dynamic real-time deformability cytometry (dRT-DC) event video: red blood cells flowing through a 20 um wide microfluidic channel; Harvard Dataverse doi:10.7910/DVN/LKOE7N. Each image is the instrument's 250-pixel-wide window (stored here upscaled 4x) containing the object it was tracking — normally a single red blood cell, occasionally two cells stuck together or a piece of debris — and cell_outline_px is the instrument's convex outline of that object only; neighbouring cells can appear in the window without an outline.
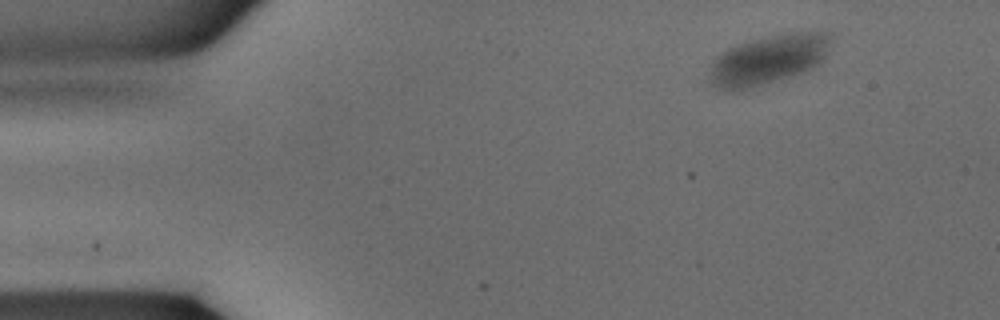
{"species": "common noctule bat (a hibernating species)", "species_latin": "Nyctalus noctula", "temperature_condition": "warm", "stored_images_in_passage": 33, "camera_frame_rate_fps": 3000, "um_per_image_px": 0.085, "animal": {"sex": "male", "body_mass_g": 15.6}, "frame": {"image": 1, "passage_image": 1, "time_ms": 0.0, "image_size_px": [1000, 320], "cell_outline_px": [[828, 40], [824, 56], [820, 64], [804, 72], [752, 88], [728, 92], [724, 92], [716, 88], [712, 84], [712, 60], [716, 56], [728, 48], [764, 36], [792, 32], [828, 32]], "centroid_in_image_um": [65.26, 5.09], "position_along_channel_um": 19.7, "area_um2": 34.68}}
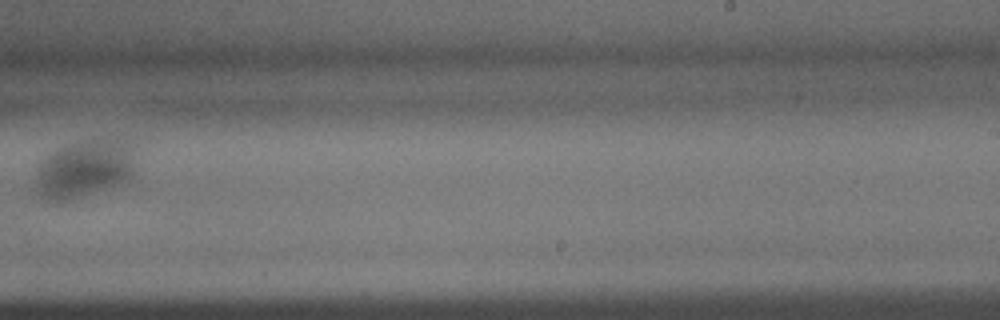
{"frame": {"image": 2, "passage_image": 20, "time_ms": 6.333, "image_size_px": [1000, 320], "cell_outline_px": [[140, 148], [132, 176], [128, 180], [64, 200], [48, 200], [40, 196], [36, 192], [36, 172], [40, 164], [56, 148], [64, 144], [76, 140], [92, 136], [116, 136], [132, 140]], "centroid_in_image_um": [7.31, 14.17], "position_along_channel_um": 281.7, "area_um2": 35.08}}
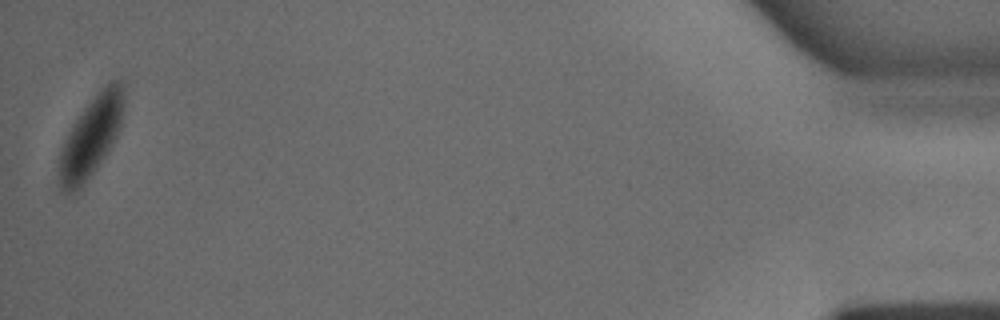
{"frame": {"image": 3, "passage_image": 33, "time_ms": 10.667, "image_size_px": [1000, 320], "cell_outline_px": [[124, 116], [120, 128], [108, 152], [84, 184], [80, 188], [72, 192], [60, 192], [56, 184], [60, 152], [76, 120], [84, 108], [96, 92], [108, 80], [120, 80], [124, 84]], "centroid_in_image_um": [7.76, 11.61], "position_along_channel_um": 427.4, "area_um2": 30.63}}